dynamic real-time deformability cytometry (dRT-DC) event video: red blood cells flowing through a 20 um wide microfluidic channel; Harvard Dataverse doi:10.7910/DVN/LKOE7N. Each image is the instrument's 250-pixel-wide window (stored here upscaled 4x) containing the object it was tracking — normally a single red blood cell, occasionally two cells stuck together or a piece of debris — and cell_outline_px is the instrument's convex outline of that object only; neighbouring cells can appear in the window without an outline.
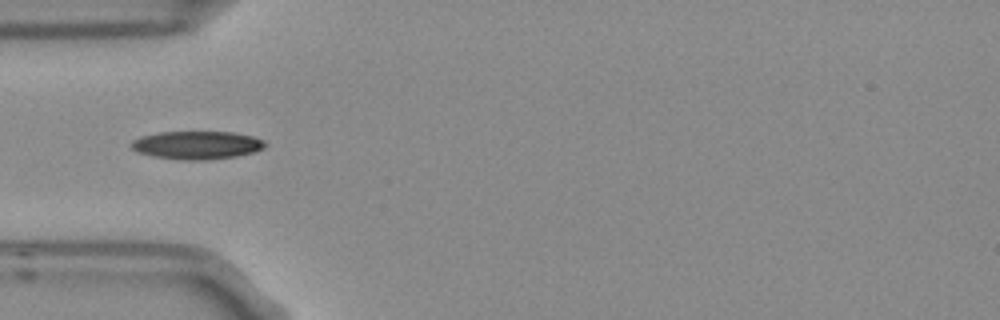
{"species": "Egyptian fruit bat (a non-hibernating species)", "species_latin": "Rousettus aegyptiacus", "temperature_condition": "room temperature", "stored_images_in_passage": 9, "camera_frame_rate_fps": 3000, "um_per_image_px": 0.085, "frame": {"image": 1, "passage_image": 4, "time_ms": 1.0, "image_size_px": [1000, 320], "cell_outline_px": [[268, 144], [264, 148], [256, 152], [236, 156], [208, 160], [184, 160], [156, 156], [140, 152], [132, 148], [128, 144], [132, 140], [140, 136], [160, 132], [232, 132], [252, 136], [264, 140]], "centroid_in_image_um": [16.77, 12.33], "position_along_channel_um": 68.2, "area_um2": 21.96}}
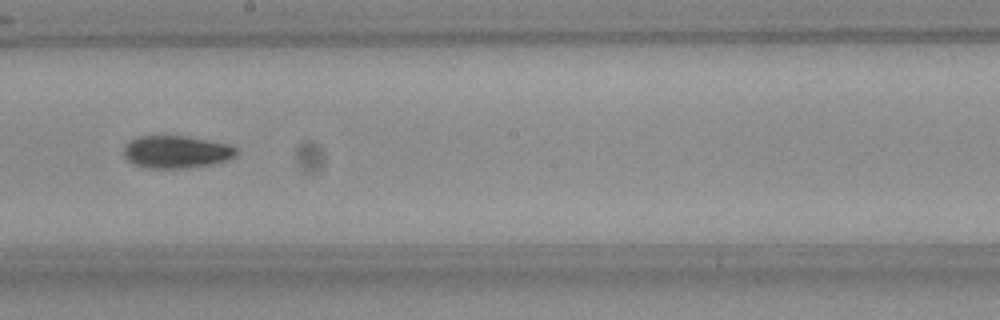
{"frame": {"image": 2, "passage_image": 8, "time_ms": 2.333, "image_size_px": [1000, 320], "cell_outline_px": [[236, 156], [228, 160], [212, 164], [184, 168], [140, 168], [132, 164], [124, 156], [124, 148], [128, 140], [140, 136], [184, 136], [208, 140], [228, 144], [236, 148]], "centroid_in_image_um": [14.95, 12.92], "position_along_channel_um": 233.3, "area_um2": 21.44}}
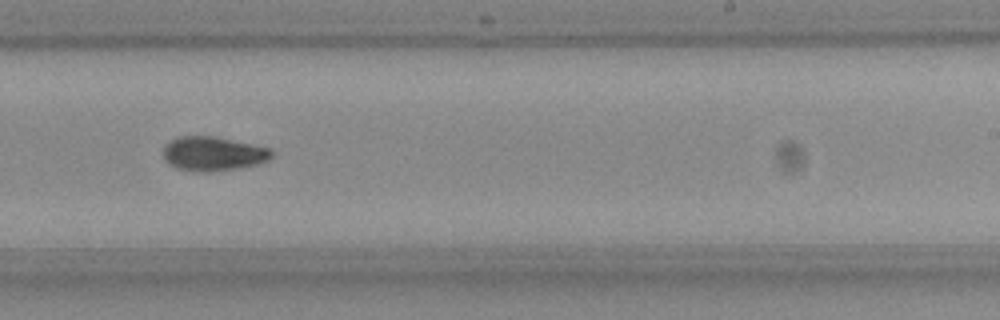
{"frame": {"image": 3, "passage_image": 9, "time_ms": 2.667, "image_size_px": [1000, 320], "cell_outline_px": [[272, 156], [268, 160], [256, 164], [236, 168], [204, 172], [200, 172], [176, 168], [168, 164], [164, 156], [164, 144], [180, 136], [212, 136], [268, 148], [272, 152]], "centroid_in_image_um": [18.06, 13.07], "position_along_channel_um": 270.9, "area_um2": 21.15}}